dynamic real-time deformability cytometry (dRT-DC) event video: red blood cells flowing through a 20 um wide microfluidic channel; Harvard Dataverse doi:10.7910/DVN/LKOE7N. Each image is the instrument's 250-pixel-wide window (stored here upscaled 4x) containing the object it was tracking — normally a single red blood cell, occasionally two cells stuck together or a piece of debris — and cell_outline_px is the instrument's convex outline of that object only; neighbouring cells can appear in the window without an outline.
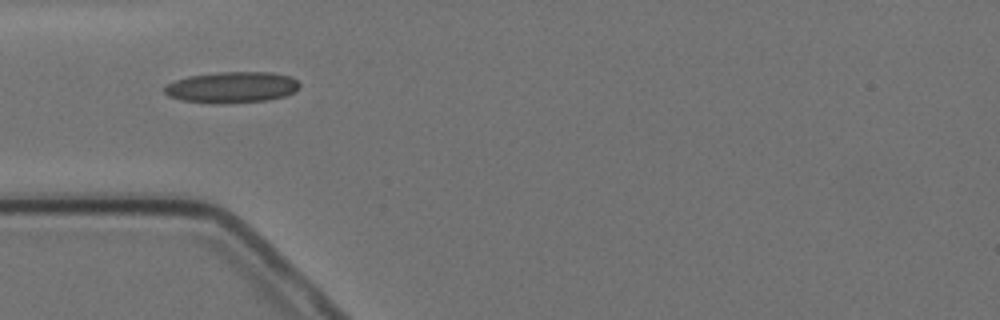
{"species": "Egyptian fruit bat (a non-hibernating species)", "species_latin": "Rousettus aegyptiacus", "temperature_condition": "cold", "stored_images_in_passage": 7, "camera_frame_rate_fps": 3000, "um_per_image_px": 0.085, "animal": {"sex": "female"}, "frame": {"image": 1, "passage_image": 5, "time_ms": 4.667, "image_size_px": [1000, 320], "cell_outline_px": [[300, 88], [296, 92], [284, 96], [268, 100], [220, 104], [180, 100], [168, 96], [164, 92], [164, 88], [168, 84], [176, 80], [188, 76], [216, 72], [272, 72], [292, 76], [300, 84]], "centroid_in_image_um": [19.74, 7.42], "position_along_channel_um": 65.3, "area_um2": 24.74}}
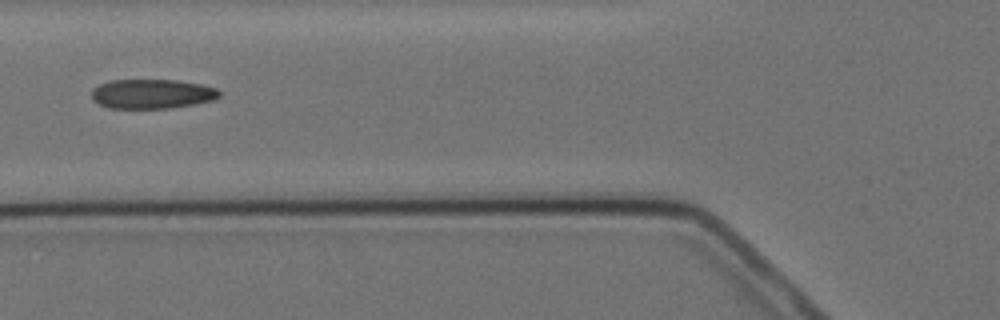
{"frame": {"image": 2, "passage_image": 6, "time_ms": 6.0, "image_size_px": [1000, 320], "cell_outline_px": [[220, 96], [212, 100], [196, 104], [168, 108], [108, 108], [92, 100], [92, 88], [100, 84], [112, 80], [180, 80], [200, 84], [216, 88], [220, 92]], "centroid_in_image_um": [12.91, 7.98], "position_along_channel_um": 112.9, "area_um2": 21.96}}
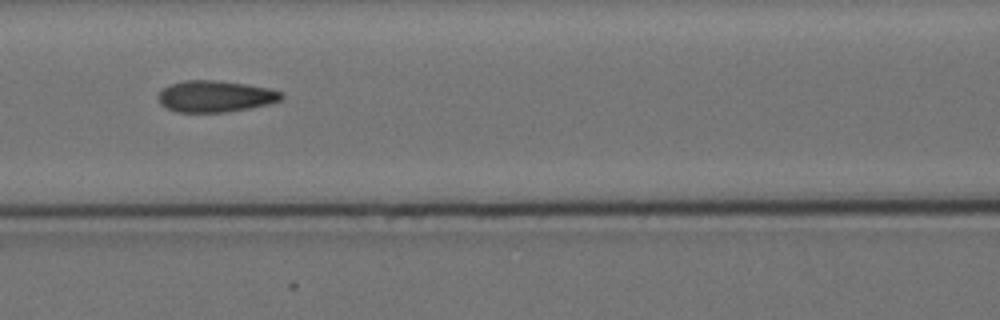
{"frame": {"image": 3, "passage_image": 7, "time_ms": 7.0, "image_size_px": [1000, 320], "cell_outline_px": [[284, 96], [280, 100], [268, 104], [228, 112], [176, 112], [164, 108], [160, 104], [160, 92], [164, 88], [172, 84], [184, 80], [216, 80], [248, 84], [268, 88], [280, 92]], "centroid_in_image_um": [18.29, 8.19], "position_along_channel_um": 148.3, "area_um2": 22.48}}